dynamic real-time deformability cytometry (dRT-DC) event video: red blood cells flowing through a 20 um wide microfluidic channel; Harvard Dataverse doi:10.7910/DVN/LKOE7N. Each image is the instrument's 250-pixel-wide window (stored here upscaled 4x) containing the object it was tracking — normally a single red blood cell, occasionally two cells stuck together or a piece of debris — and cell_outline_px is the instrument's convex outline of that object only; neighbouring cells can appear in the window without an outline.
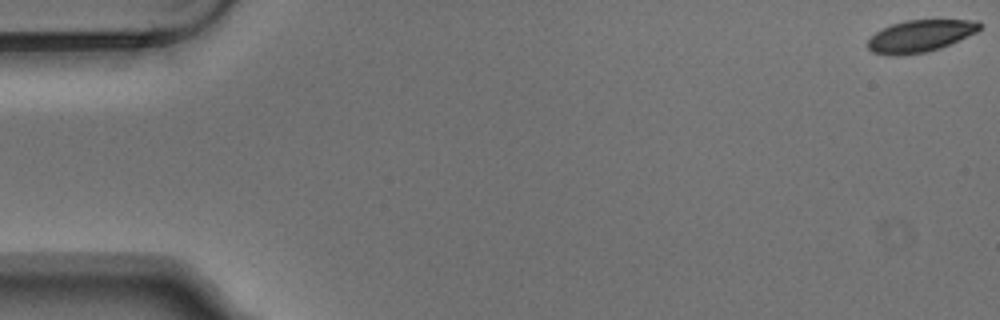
{"species": "Egyptian fruit bat (a non-hibernating species)", "species_latin": "Rousettus aegyptiacus", "temperature_condition": "warm", "stored_images_in_passage": 5, "camera_frame_rate_fps": 3000, "um_per_image_px": 0.085, "animal": {"sex": "male"}, "frame": {"image": 1, "passage_image": 1, "time_ms": 0.0, "image_size_px": [1000, 320], "cell_outline_px": [[980, 28], [976, 32], [940, 48], [928, 52], [900, 56], [888, 56], [872, 52], [868, 48], [868, 40], [876, 32], [892, 24], [908, 20], [976, 20], [980, 24]], "centroid_in_image_um": [78.18, 3.08], "position_along_channel_um": 6.8, "area_um2": 20.75}}
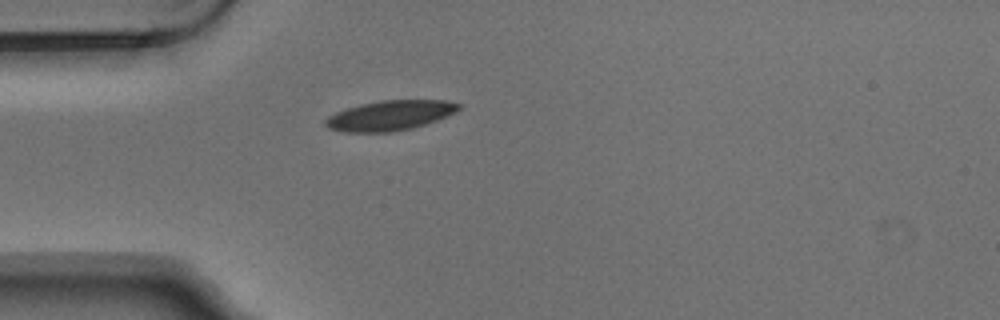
{"frame": {"image": 2, "passage_image": 5, "time_ms": 1.333, "image_size_px": [1000, 320], "cell_outline_px": [[460, 108], [456, 112], [436, 120], [412, 128], [392, 132], [344, 132], [328, 128], [324, 124], [324, 120], [328, 116], [336, 112], [360, 104], [380, 100], [444, 100], [460, 104]], "centroid_in_image_um": [33.12, 9.81], "position_along_channel_um": 51.9, "area_um2": 23.18}}